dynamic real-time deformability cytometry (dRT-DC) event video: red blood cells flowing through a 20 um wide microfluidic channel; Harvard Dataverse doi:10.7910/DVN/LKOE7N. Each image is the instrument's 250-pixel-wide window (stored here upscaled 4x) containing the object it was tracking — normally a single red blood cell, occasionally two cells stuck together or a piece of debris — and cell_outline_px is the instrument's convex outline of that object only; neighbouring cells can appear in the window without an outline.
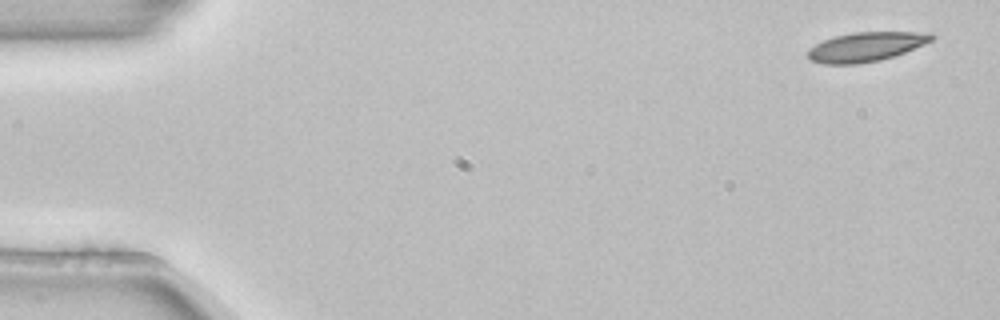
{"species": "common noctule bat (a hibernating species)", "species_latin": "Nyctalus noctula", "temperature_condition": "room temperature", "stored_images_in_passage": 4, "camera_frame_rate_fps": 3000, "um_per_image_px": 0.085, "animal": {"sex": "female", "body_mass_g": 22.7, "forearm_length_mm": 54.2}, "frame": {"image": 1, "passage_image": 1, "time_ms": 0.0, "image_size_px": [1000, 320], "cell_outline_px": [[936, 36], [932, 40], [924, 44], [904, 52], [880, 60], [856, 64], [824, 64], [812, 60], [808, 56], [808, 48], [824, 40], [836, 36], [856, 32], [932, 32]], "centroid_in_image_um": [73.63, 3.97], "position_along_channel_um": 11.4, "area_um2": 20.92}}
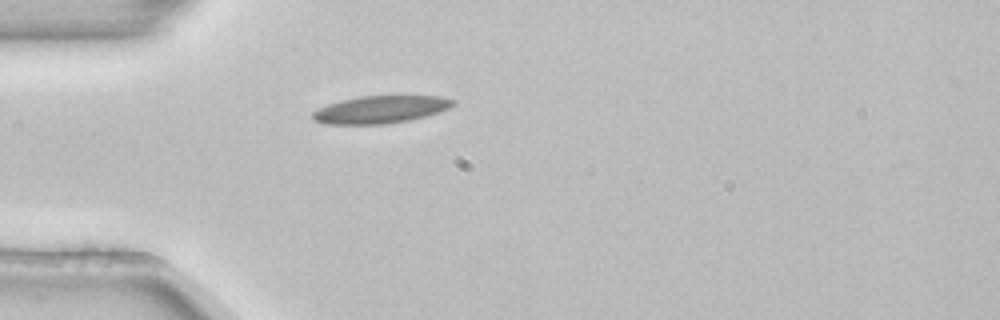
{"frame": {"image": 2, "passage_image": 4, "time_ms": 1.0, "image_size_px": [1000, 320], "cell_outline_px": [[456, 104], [448, 108], [424, 116], [408, 120], [384, 124], [324, 124], [312, 120], [312, 112], [328, 104], [360, 96], [440, 96], [456, 100]], "centroid_in_image_um": [32.33, 9.31], "position_along_channel_um": 52.7, "area_um2": 22.25}}